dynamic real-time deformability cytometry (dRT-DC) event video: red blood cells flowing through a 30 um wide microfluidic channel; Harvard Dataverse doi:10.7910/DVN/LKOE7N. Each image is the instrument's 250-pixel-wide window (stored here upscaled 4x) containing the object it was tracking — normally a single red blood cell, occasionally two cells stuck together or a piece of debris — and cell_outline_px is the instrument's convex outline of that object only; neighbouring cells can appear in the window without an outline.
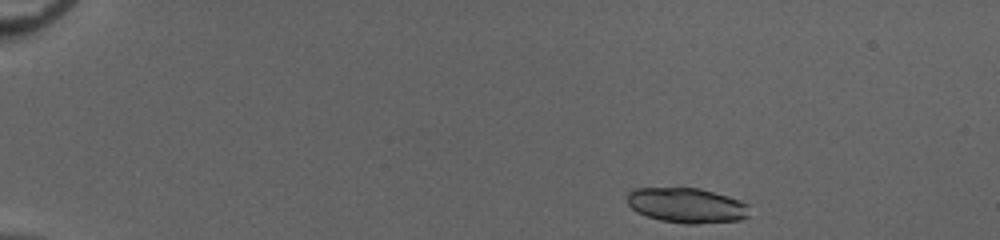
{"species": "common noctule bat (a hibernating species)", "species_latin": "Nyctalus noctula", "temperature_condition": "cold", "stored_images_in_passage": 45, "camera_frame_rate_fps": 3000, "um_per_image_px": 0.085, "animal": {"sex": "female", "body_mass_g": 20.0, "forearm_length_mm": 54.0}, "frame": {"image": 1, "passage_image": 1, "time_ms": 0.0, "image_size_px": [1000, 240], "cell_outline_px": [[748, 216], [740, 220], [696, 224], [684, 224], [660, 220], [636, 212], [628, 204], [628, 192], [632, 188], [700, 188], [728, 196], [740, 200], [748, 204]], "centroid_in_image_um": [58.37, 17.46], "position_along_channel_um": 26.6, "area_um2": 25.03}}
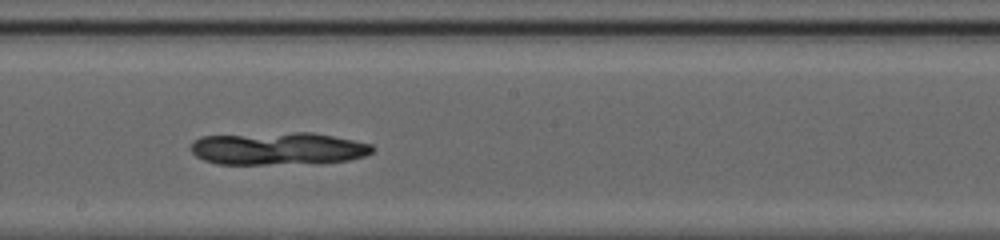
{"frame": {"image": 2, "passage_image": 24, "time_ms": 7.667, "image_size_px": [1000, 240], "cell_outline_px": [[376, 148], [372, 152], [364, 156], [348, 160], [264, 164], [216, 164], [204, 160], [196, 156], [192, 152], [192, 144], [200, 136], [292, 132], [312, 132], [372, 144]], "centroid_in_image_um": [23.61, 12.61], "position_along_channel_um": 224.6, "area_um2": 34.04}}
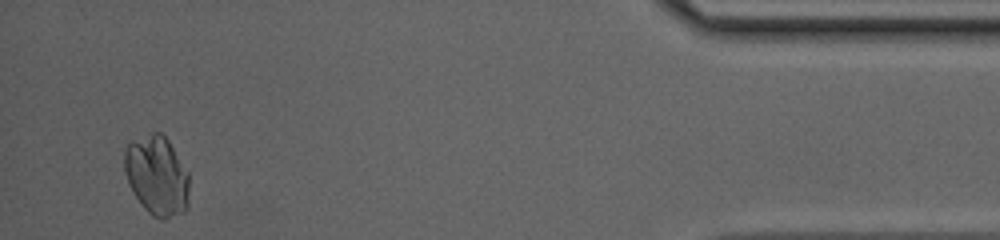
{"frame": {"image": 3, "passage_image": 43, "time_ms": 14.0, "image_size_px": [1000, 240], "cell_outline_px": [[188, 208], [184, 212], [164, 220], [160, 220], [152, 216], [144, 208], [132, 192], [128, 184], [124, 172], [124, 152], [128, 144], [132, 140], [152, 132], [160, 132], [168, 140], [188, 172]], "centroid_in_image_um": [13.32, 14.95], "position_along_channel_um": 421.9, "area_um2": 30.35}}